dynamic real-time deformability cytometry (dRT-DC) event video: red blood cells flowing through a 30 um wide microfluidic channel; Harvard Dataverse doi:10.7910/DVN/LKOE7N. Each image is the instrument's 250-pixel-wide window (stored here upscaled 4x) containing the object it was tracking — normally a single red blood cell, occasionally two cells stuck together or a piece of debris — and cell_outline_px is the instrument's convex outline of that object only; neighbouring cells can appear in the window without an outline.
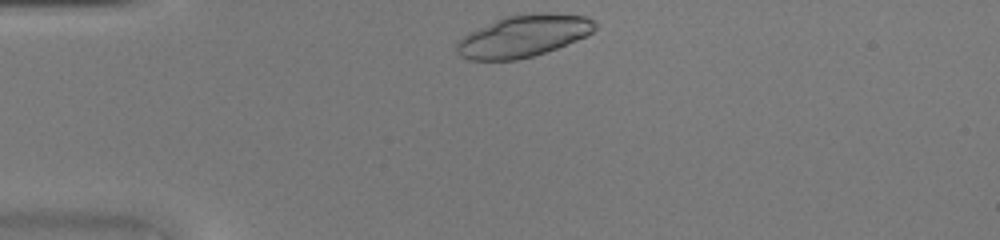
{"species": "common noctule bat (a hibernating species)", "species_latin": "Nyctalus noctula", "temperature_condition": "warm", "stored_images_in_passage": 35, "camera_frame_rate_fps": 3000, "um_per_image_px": 0.085, "animal": {"sex": "female", "body_mass_g": 20.0, "forearm_length_mm": 54.0}, "frame": {"image": 1, "passage_image": 1, "time_ms": 0.0, "image_size_px": [1000, 240], "cell_outline_px": [[596, 28], [592, 32], [576, 40], [556, 48], [520, 60], [468, 60], [460, 56], [456, 48], [456, 44], [468, 32], [504, 16], [584, 16], [592, 20], [596, 24]], "centroid_in_image_um": [44.39, 3.13], "position_along_channel_um": 40.6, "area_um2": 32.37}}